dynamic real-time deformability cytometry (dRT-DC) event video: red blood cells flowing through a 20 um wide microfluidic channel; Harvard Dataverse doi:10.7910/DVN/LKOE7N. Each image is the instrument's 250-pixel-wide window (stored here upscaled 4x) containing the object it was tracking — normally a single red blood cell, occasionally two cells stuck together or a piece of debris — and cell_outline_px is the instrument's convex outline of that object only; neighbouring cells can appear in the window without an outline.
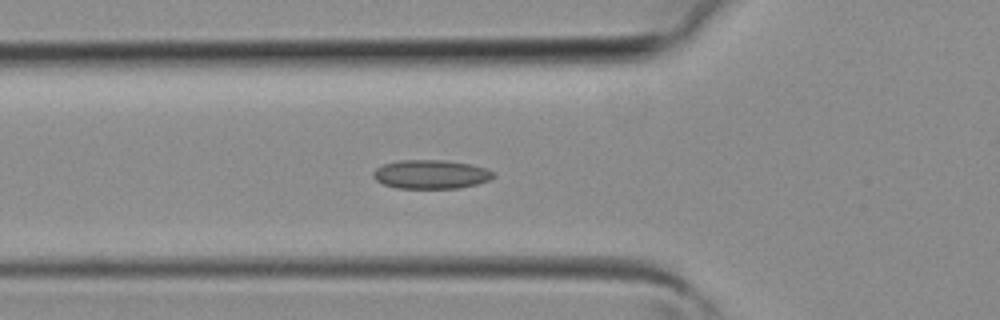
{"species": "common noctule bat (a hibernating species)", "species_latin": "Nyctalus noctula", "temperature_condition": "room temperature", "stored_images_in_passage": 38, "camera_frame_rate_fps": 3000, "um_per_image_px": 0.085, "animal": {"sex": "female", "body_mass_g": 19.3, "forearm_length_mm": 54.1}, "frame": {"image": 1, "passage_image": 11, "time_ms": 3.333, "image_size_px": [1000, 320], "cell_outline_px": [[496, 176], [488, 180], [476, 184], [460, 188], [396, 188], [384, 184], [376, 180], [372, 176], [372, 172], [376, 168], [384, 164], [400, 160], [444, 160], [472, 164], [488, 168]], "centroid_in_image_um": [36.63, 14.81], "position_along_channel_um": 89.2, "area_um2": 20.29}}
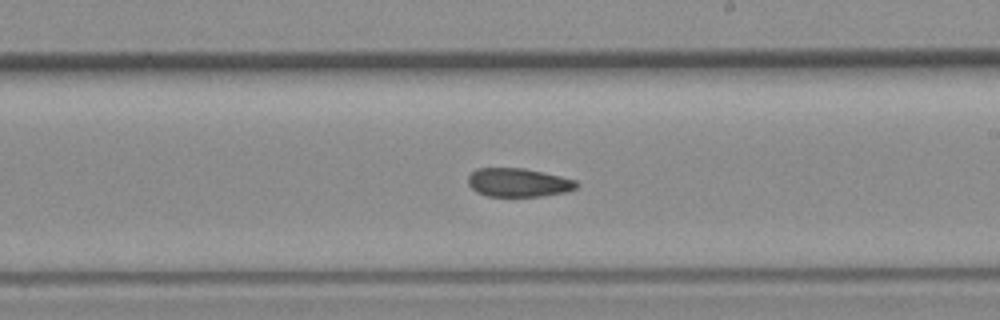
{"frame": {"image": 2, "passage_image": 20, "time_ms": 6.333, "image_size_px": [1000, 320], "cell_outline_px": [[580, 184], [576, 188], [564, 192], [540, 196], [488, 196], [476, 192], [468, 184], [468, 176], [476, 168], [524, 168], [544, 172], [576, 180]], "centroid_in_image_um": [44.05, 15.51], "position_along_channel_um": 244.9, "area_um2": 18.09}}
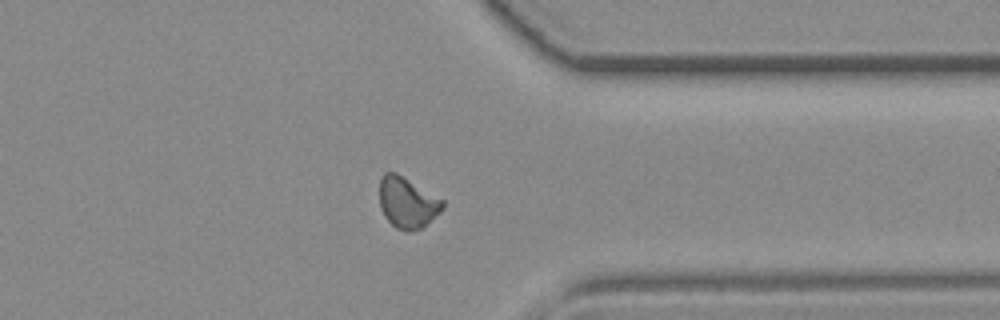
{"frame": {"image": 3, "passage_image": 28, "time_ms": 9.0, "image_size_px": [1000, 320], "cell_outline_px": [[444, 208], [440, 212], [420, 228], [408, 232], [396, 228], [384, 216], [380, 208], [380, 176], [384, 172], [396, 172], [444, 200]], "centroid_in_image_um": [34.6, 17.2], "position_along_channel_um": 376.8, "area_um2": 18.67}}